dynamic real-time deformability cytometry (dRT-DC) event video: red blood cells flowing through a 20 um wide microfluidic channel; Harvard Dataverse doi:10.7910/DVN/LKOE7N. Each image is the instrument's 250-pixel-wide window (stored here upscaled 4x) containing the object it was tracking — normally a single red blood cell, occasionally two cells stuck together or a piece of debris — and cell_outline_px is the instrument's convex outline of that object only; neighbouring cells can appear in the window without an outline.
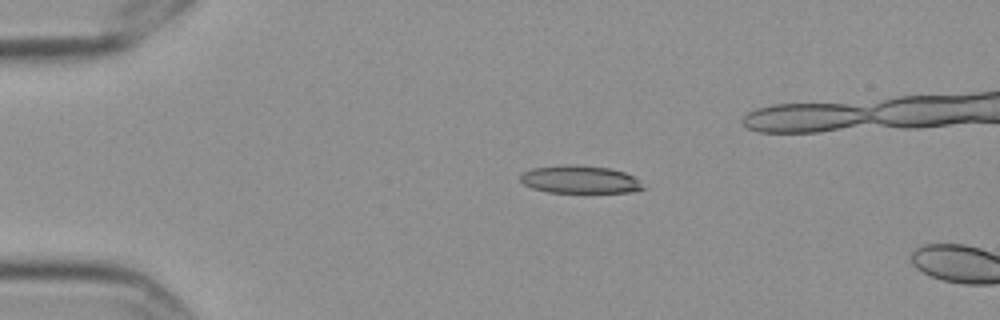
{"species": "Egyptian fruit bat (a non-hibernating species)", "species_latin": "Rousettus aegyptiacus", "temperature_condition": "cold", "stored_images_in_passage": 6, "camera_frame_rate_fps": 3000, "um_per_image_px": 0.085, "frame": {"image": 1, "passage_image": 4, "time_ms": 1.0, "image_size_px": [1000, 320], "cell_outline_px": [[648, 188], [628, 192], [548, 192], [532, 188], [524, 184], [520, 180], [520, 176], [524, 172], [532, 168], [568, 164], [576, 164], [608, 168], [624, 172], [632, 176]], "centroid_in_image_um": [49.28, 15.25], "position_along_channel_um": 35.7, "area_um2": 19.77}}